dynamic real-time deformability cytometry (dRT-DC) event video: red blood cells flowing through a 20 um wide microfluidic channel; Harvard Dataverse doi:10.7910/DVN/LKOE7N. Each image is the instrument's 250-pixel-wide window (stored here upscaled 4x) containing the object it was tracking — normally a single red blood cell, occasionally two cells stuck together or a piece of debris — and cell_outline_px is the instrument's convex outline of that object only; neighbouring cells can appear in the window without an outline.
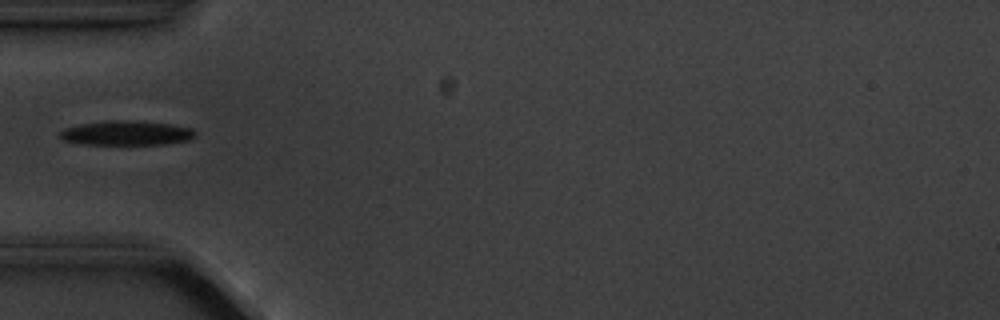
{"species": "common noctule bat (a hibernating species)", "species_latin": "Nyctalus noctula", "temperature_condition": "cold", "stored_images_in_passage": 2, "camera_frame_rate_fps": 3000, "um_per_image_px": 0.085, "animal": {"sex": "male", "body_mass_g": 20.1, "forearm_length_mm": 53.5}, "frame": {"image": 1, "passage_image": 2, "time_ms": 1.0, "image_size_px": [1000, 320], "cell_outline_px": [[196, 136], [192, 140], [164, 144], [80, 144], [64, 140], [56, 136], [64, 128], [80, 124], [104, 120], [132, 120], [168, 124], [192, 128], [196, 132]], "centroid_in_image_um": [10.74, 11.3], "position_along_channel_um": 74.3, "area_um2": 19.54}}